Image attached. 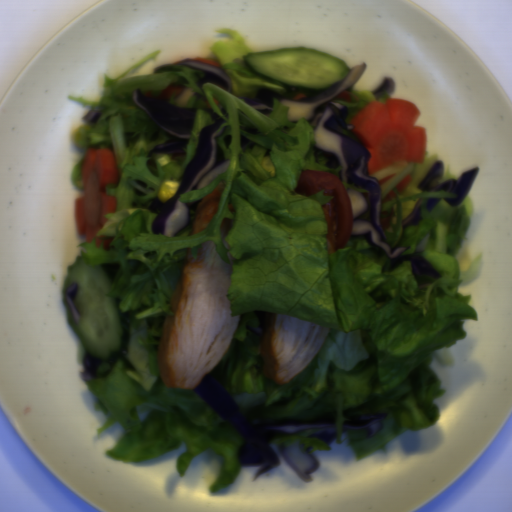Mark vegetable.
<instances>
[{
	"instance_id": "vegetable-1",
	"label": "vegetable",
	"mask_w": 512,
	"mask_h": 512,
	"mask_svg": "<svg viewBox=\"0 0 512 512\" xmlns=\"http://www.w3.org/2000/svg\"><path fill=\"white\" fill-rule=\"evenodd\" d=\"M230 35L210 46L216 62L232 82L231 93L216 83H201L198 71L166 63L151 74L125 78L157 55L137 62L124 75L103 74V93L98 102L81 97L68 99L98 111L95 122L87 120L83 146L111 150L119 182L105 191L116 198L115 212L96 237L112 238L108 249L95 239L78 244L79 256L88 265H118L109 297L129 320L126 353L116 360L100 359L91 380H84L96 397L94 411L106 419L101 435L114 424L123 432L107 450L117 462H145L185 446L175 463L183 478L200 454H219L221 469L209 488L217 494L235 480L242 464L237 449L243 437L212 410L194 389L167 387L159 364V344L167 315L174 314L170 301L187 260L203 242L213 243L219 257L235 259L226 298L230 314L240 315L232 344L214 366L224 372L225 388L250 419L264 422L323 421L336 426L335 443H346L358 459L380 451L406 431H417L440 419L435 399L445 394L441 378L430 362L455 365L448 346L467 333L465 322L478 320L469 306L470 295L457 289L474 281L483 260L476 256L459 272L458 255L472 225L474 206L467 194L458 205L440 200L428 211L427 198H456L446 191H421V183L437 154L425 150L422 163L398 162L373 175L380 182L382 212L394 215L384 229L392 250L409 247L402 255L421 254L441 278L413 273L411 262L392 265L390 257L364 237H351L343 248L329 253V227L322 205L331 201L323 190L305 196L296 192L303 171L332 173L341 166L314 148L315 131L304 117L291 121L288 109L273 99L265 115L241 98L256 99L260 89L285 94V84L262 76L242 61L256 53L238 30L221 28ZM190 87L187 104L159 97L171 86ZM150 99L197 110L185 159H173V151L149 154L167 141L148 117L132 103L139 89ZM226 119L218 143L227 160V172L198 191L180 195L191 202L189 225L173 237L153 233L156 214L150 207L158 199L164 180L178 181L191 161L199 131L212 123L214 114ZM149 154V155H148ZM169 155L165 167L157 159ZM270 156L276 173L262 168ZM407 174L412 180L404 193L396 185ZM220 182L225 186L218 212L199 234L191 236L198 202ZM422 200L423 221L402 228L401 220ZM233 219L226 241L220 234L223 218ZM284 314L330 327L318 357L293 379L275 384L263 374L260 342L271 316ZM388 413L374 438L367 431L342 434L341 425L351 417Z\"/></svg>"
},
{
	"instance_id": "vegetable-2",
	"label": "vegetable",
	"mask_w": 512,
	"mask_h": 512,
	"mask_svg": "<svg viewBox=\"0 0 512 512\" xmlns=\"http://www.w3.org/2000/svg\"><path fill=\"white\" fill-rule=\"evenodd\" d=\"M323 429H305L298 433H288L278 436L269 441L271 444H283L286 447L291 445H301V449L307 454L313 451H330V444L327 445L319 437H308V435L319 432Z\"/></svg>"
},
{
	"instance_id": "vegetable-4",
	"label": "vegetable",
	"mask_w": 512,
	"mask_h": 512,
	"mask_svg": "<svg viewBox=\"0 0 512 512\" xmlns=\"http://www.w3.org/2000/svg\"><path fill=\"white\" fill-rule=\"evenodd\" d=\"M84 158H85V156L83 158H81L78 161V163L73 167V169L71 170V175H70V180H71L72 185L75 188H78L83 191H84V184H83V179H82V170H83Z\"/></svg>"
},
{
	"instance_id": "vegetable-3",
	"label": "vegetable",
	"mask_w": 512,
	"mask_h": 512,
	"mask_svg": "<svg viewBox=\"0 0 512 512\" xmlns=\"http://www.w3.org/2000/svg\"><path fill=\"white\" fill-rule=\"evenodd\" d=\"M351 95V101H346L343 98H336V102L347 107L348 116L345 123L350 124L351 120L367 105L376 102L386 103L389 99H392L390 94H383L376 98L373 94L374 90H355L350 87L347 90ZM353 125V124H351Z\"/></svg>"
},
{
	"instance_id": "vegetable-7",
	"label": "vegetable",
	"mask_w": 512,
	"mask_h": 512,
	"mask_svg": "<svg viewBox=\"0 0 512 512\" xmlns=\"http://www.w3.org/2000/svg\"><path fill=\"white\" fill-rule=\"evenodd\" d=\"M85 352H86V348H85V346L83 345V343H82V342H80L79 350H78V357H77V361H78V364H79L80 366H84V365H83V360H84Z\"/></svg>"
},
{
	"instance_id": "vegetable-8",
	"label": "vegetable",
	"mask_w": 512,
	"mask_h": 512,
	"mask_svg": "<svg viewBox=\"0 0 512 512\" xmlns=\"http://www.w3.org/2000/svg\"><path fill=\"white\" fill-rule=\"evenodd\" d=\"M345 189H352V190H355V191H358V192H361V193H368V190H365V189H362V188H358V187H355V186H352L350 184H347L345 182H342Z\"/></svg>"
},
{
	"instance_id": "vegetable-6",
	"label": "vegetable",
	"mask_w": 512,
	"mask_h": 512,
	"mask_svg": "<svg viewBox=\"0 0 512 512\" xmlns=\"http://www.w3.org/2000/svg\"><path fill=\"white\" fill-rule=\"evenodd\" d=\"M341 132L346 135L347 137L353 139L354 141L358 142L359 144L363 145V140L360 138V136L353 132V131H349V130H346V129H340Z\"/></svg>"
},
{
	"instance_id": "vegetable-5",
	"label": "vegetable",
	"mask_w": 512,
	"mask_h": 512,
	"mask_svg": "<svg viewBox=\"0 0 512 512\" xmlns=\"http://www.w3.org/2000/svg\"><path fill=\"white\" fill-rule=\"evenodd\" d=\"M458 176L454 174L449 167H444L443 173L440 179H436L430 184V187H438L447 180H458Z\"/></svg>"
}]
</instances>
